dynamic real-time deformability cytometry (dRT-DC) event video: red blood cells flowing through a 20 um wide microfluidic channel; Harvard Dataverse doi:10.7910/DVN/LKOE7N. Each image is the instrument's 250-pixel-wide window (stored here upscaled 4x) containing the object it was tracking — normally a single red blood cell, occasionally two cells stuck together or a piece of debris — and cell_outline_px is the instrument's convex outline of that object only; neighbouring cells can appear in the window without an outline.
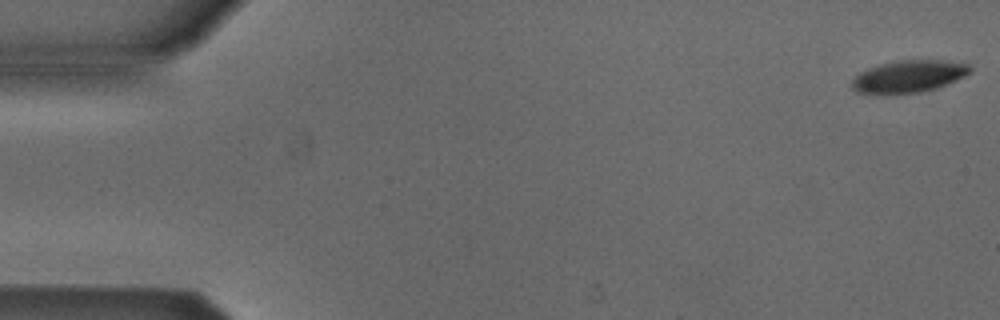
{"species": "Egyptian fruit bat (a non-hibernating species)", "species_latin": "Rousettus aegyptiacus", "temperature_condition": "cold", "stored_images_in_passage": 5, "segment_of_instrument_passage": [1, 2], "camera_frame_rate_fps": 3000, "um_per_image_px": 0.085, "animal": {"sex": "male"}, "frame": {"image": 1, "passage_image": 1, "time_ms": 0.0, "image_size_px": [1000, 320], "cell_outline_px": [[972, 68], [964, 76], [936, 88], [920, 92], [856, 92], [852, 88], [852, 80], [860, 72], [868, 68], [880, 64], [900, 60], [964, 60]], "centroid_in_image_um": [77.31, 6.44], "position_along_channel_um": 7.7, "area_um2": 21.73}}